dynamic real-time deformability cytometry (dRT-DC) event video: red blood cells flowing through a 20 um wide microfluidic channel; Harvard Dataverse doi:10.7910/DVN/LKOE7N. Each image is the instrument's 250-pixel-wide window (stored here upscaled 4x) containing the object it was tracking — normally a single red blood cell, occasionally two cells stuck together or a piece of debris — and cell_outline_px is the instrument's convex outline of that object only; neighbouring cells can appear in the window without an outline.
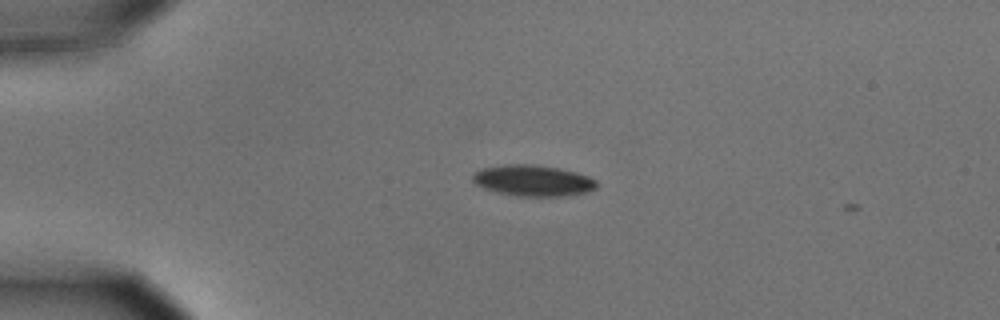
{"species": "common noctule bat (a hibernating species)", "species_latin": "Nyctalus noctula", "temperature_condition": "cold", "stored_images_in_passage": 2, "camera_frame_rate_fps": 3000, "um_per_image_px": 0.085, "animal": {"sex": "male", "body_mass_g": 15.6}, "frame": {"image": 1, "passage_image": 1, "time_ms": 0.0, "image_size_px": [1000, 320], "cell_outline_px": [[596, 188], [588, 192], [564, 196], [516, 196], [496, 192], [484, 188], [476, 184], [472, 180], [472, 176], [480, 168], [504, 164], [532, 164], [560, 168], [576, 172], [588, 176], [596, 180]], "centroid_in_image_um": [45.3, 15.34], "position_along_channel_um": 39.7, "area_um2": 22.6}}